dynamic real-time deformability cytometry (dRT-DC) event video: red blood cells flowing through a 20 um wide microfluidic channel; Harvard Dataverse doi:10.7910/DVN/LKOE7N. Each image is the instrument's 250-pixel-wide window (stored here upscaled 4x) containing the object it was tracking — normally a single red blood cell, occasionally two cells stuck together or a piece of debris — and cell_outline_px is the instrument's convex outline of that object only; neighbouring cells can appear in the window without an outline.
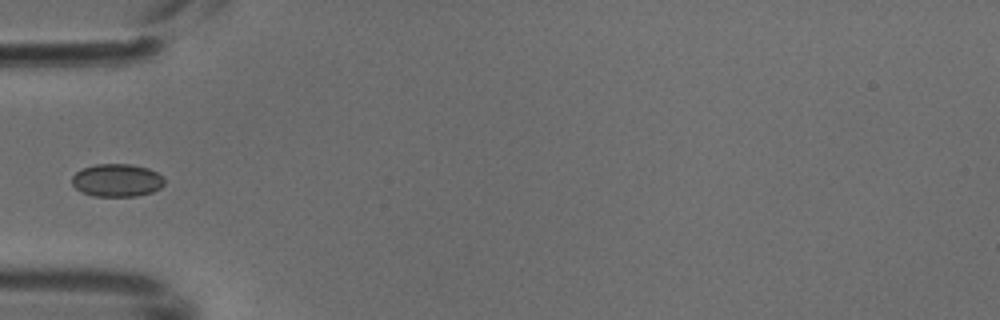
{"species": "common noctule bat (a hibernating species)", "species_latin": "Nyctalus noctula", "temperature_condition": "cold", "stored_images_in_passage": 6, "camera_frame_rate_fps": 3000, "um_per_image_px": 0.085, "animal": {"sex": "male", "body_mass_g": 18.8}, "frame": {"image": 1, "passage_image": 6, "time_ms": 1.667, "image_size_px": [1000, 320], "cell_outline_px": [[164, 184], [160, 188], [152, 192], [136, 196], [92, 196], [76, 188], [72, 184], [72, 176], [76, 172], [84, 168], [96, 164], [132, 164], [148, 168], [156, 172], [164, 180]], "centroid_in_image_um": [9.94, 15.32], "position_along_channel_um": 75.1, "area_um2": 17.57}}